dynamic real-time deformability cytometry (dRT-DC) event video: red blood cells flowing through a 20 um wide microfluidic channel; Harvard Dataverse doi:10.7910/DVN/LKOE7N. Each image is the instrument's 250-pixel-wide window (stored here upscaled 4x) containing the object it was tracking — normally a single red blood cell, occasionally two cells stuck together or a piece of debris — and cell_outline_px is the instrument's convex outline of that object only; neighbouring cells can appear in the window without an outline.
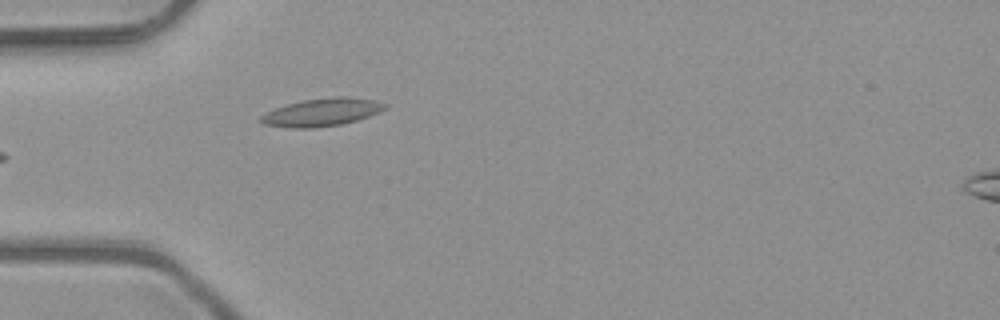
{"species": "common noctule bat (a hibernating species)", "species_latin": "Nyctalus noctula", "temperature_condition": "room temperature", "stored_images_in_passage": 5, "camera_frame_rate_fps": 3000, "um_per_image_px": 0.085, "animal": {"sex": "male", "body_mass_g": 23.1, "forearm_length_mm": 52.7}, "frame": {"image": 1, "passage_image": 5, "time_ms": 1.333, "image_size_px": [1000, 320], "cell_outline_px": [[388, 108], [380, 112], [356, 120], [340, 124], [312, 128], [292, 128], [264, 124], [260, 120], [260, 116], [276, 108], [288, 104], [304, 100], [332, 96], [348, 96], [372, 100], [388, 104]], "centroid_in_image_um": [27.4, 9.53], "position_along_channel_um": 57.6, "area_um2": 19.94}}